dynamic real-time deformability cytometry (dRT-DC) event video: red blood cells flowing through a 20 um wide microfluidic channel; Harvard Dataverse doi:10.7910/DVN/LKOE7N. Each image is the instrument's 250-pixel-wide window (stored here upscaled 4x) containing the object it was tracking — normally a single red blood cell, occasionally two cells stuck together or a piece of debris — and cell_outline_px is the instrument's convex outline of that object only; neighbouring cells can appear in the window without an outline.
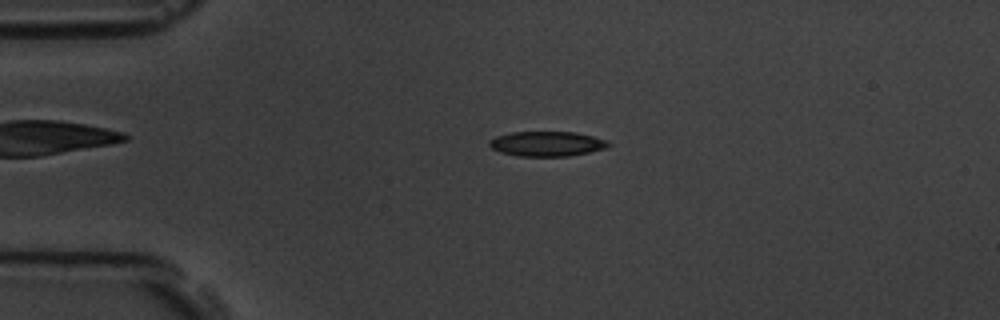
{"species": "common noctule bat (a hibernating species)", "species_latin": "Nyctalus noctula", "temperature_condition": "room temperature", "stored_images_in_passage": 5, "camera_frame_rate_fps": 3000, "um_per_image_px": 0.085, "animal": {"sex": "male", "body_mass_g": 19.5, "forearm_length_mm": 54.6}, "frame": {"image": 1, "passage_image": 3, "time_ms": 2.333, "image_size_px": [1000, 320], "cell_outline_px": [[612, 144], [608, 148], [568, 156], [516, 156], [500, 152], [492, 148], [488, 144], [488, 140], [496, 136], [508, 132], [576, 132], [592, 136], [604, 140]], "centroid_in_image_um": [46.45, 12.22], "position_along_channel_um": 38.5, "area_um2": 17.34}}
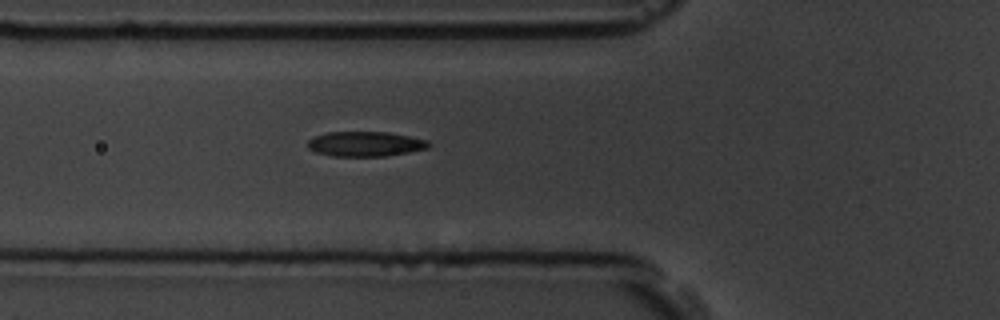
{"frame": {"image": 2, "passage_image": 5, "time_ms": 4.667, "image_size_px": [1000, 320], "cell_outline_px": [[432, 144], [428, 148], [388, 156], [332, 156], [316, 152], [308, 148], [308, 140], [312, 136], [328, 132], [388, 132], [428, 140]], "centroid_in_image_um": [31.05, 12.23], "position_along_channel_um": 94.8, "area_um2": 17.63}}